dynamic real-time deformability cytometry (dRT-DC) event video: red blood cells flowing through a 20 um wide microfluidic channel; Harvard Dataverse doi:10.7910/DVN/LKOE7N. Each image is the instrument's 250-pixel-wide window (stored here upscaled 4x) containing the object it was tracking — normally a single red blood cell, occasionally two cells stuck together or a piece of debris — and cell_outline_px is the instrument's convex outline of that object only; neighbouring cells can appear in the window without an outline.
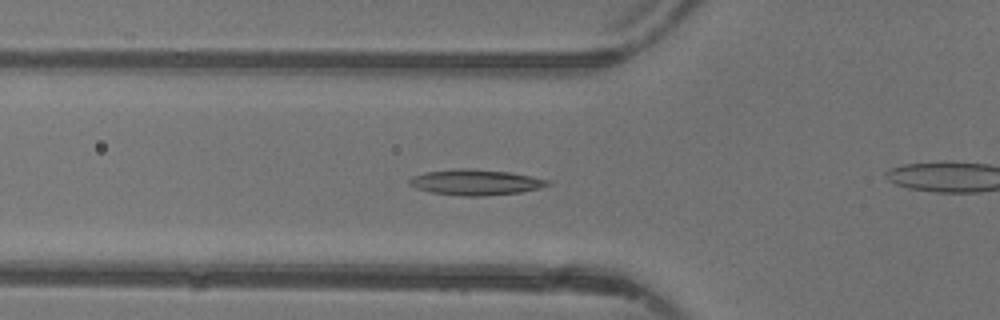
{"species": "common noctule bat (a hibernating species)", "species_latin": "Nyctalus noctula", "temperature_condition": "warm", "stored_images_in_passage": 30, "camera_frame_rate_fps": 3000, "um_per_image_px": 0.085, "animal": {"sex": "female"}, "frame": {"image": 1, "passage_image": 8, "time_ms": 2.333, "image_size_px": [1000, 320], "cell_outline_px": [[552, 184], [540, 188], [520, 192], [480, 196], [460, 196], [428, 192], [416, 188], [408, 184], [408, 180], [412, 176], [424, 172], [456, 168], [472, 168], [508, 172], [548, 180]], "centroid_in_image_um": [40.35, 15.49], "position_along_channel_um": 85.4, "area_um2": 20.75}}
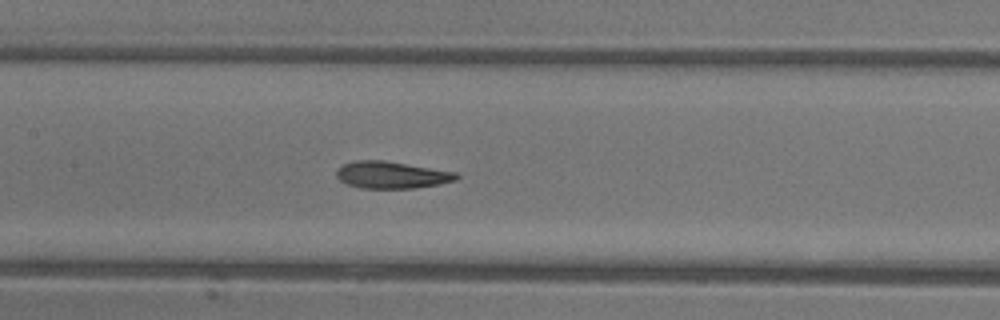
{"frame": {"image": 2, "passage_image": 14, "time_ms": 4.333, "image_size_px": [1000, 320], "cell_outline_px": [[460, 176], [456, 180], [440, 184], [412, 188], [360, 188], [348, 184], [340, 180], [336, 176], [336, 168], [340, 164], [356, 160], [384, 160], [456, 172]], "centroid_in_image_um": [33.25, 14.86], "position_along_channel_um": 174.2, "area_um2": 18.96}}
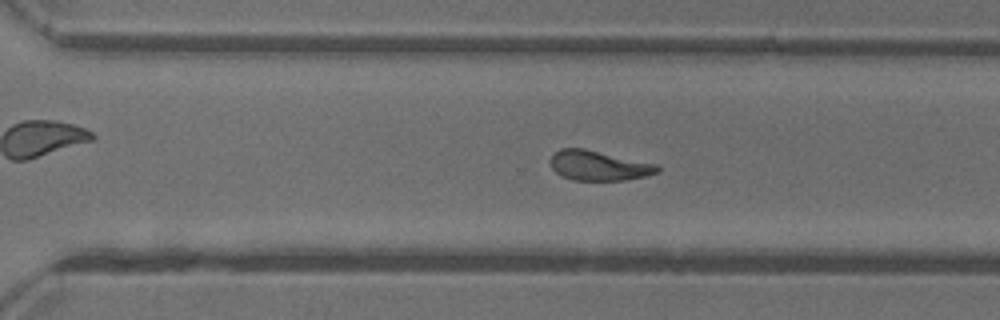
{"frame": {"image": 3, "passage_image": 24, "time_ms": 7.667, "image_size_px": [1000, 320], "cell_outline_px": [[660, 172], [648, 176], [624, 180], [572, 180], [560, 176], [552, 168], [548, 160], [560, 148], [584, 148], [656, 164], [660, 168]], "centroid_in_image_um": [50.88, 14.08], "position_along_channel_um": 319.7, "area_um2": 18.73}}